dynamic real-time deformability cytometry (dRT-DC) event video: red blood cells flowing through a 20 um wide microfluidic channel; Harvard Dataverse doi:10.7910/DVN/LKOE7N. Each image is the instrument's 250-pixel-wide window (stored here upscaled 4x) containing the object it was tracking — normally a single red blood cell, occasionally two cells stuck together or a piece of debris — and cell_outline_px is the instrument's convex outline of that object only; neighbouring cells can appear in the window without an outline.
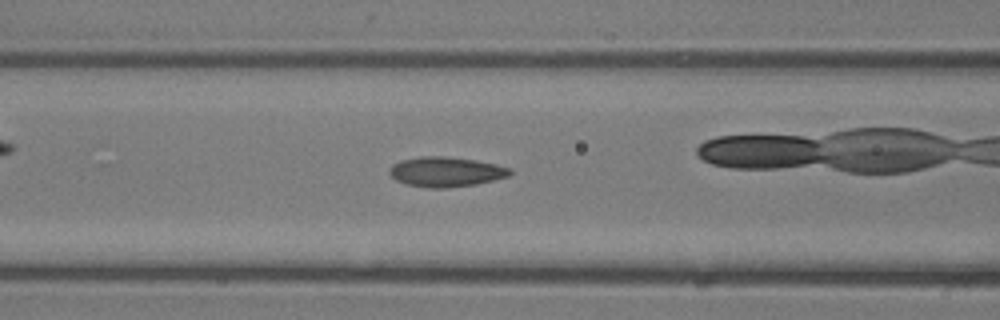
{"species": "common noctule bat (a hibernating species)", "species_latin": "Nyctalus noctula", "temperature_condition": "room temperature", "stored_images_in_passage": 25, "camera_frame_rate_fps": 3000, "um_per_image_px": 0.085, "animal": {"sex": "male", "body_mass_g": 13.3}, "frame": {"image": 1, "passage_image": 8, "time_ms": 2.333, "image_size_px": [1000, 320], "cell_outline_px": [[512, 172], [508, 176], [476, 184], [444, 188], [428, 188], [404, 184], [396, 180], [388, 172], [388, 168], [392, 164], [400, 160], [424, 156], [440, 156], [472, 160], [496, 164], [508, 168]], "centroid_in_image_um": [37.83, 14.61], "position_along_channel_um": 128.8, "area_um2": 20.81}}